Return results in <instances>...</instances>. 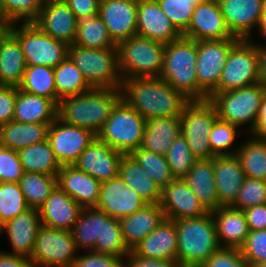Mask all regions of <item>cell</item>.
<instances>
[{
	"mask_svg": "<svg viewBox=\"0 0 266 267\" xmlns=\"http://www.w3.org/2000/svg\"><path fill=\"white\" fill-rule=\"evenodd\" d=\"M73 45L93 49L117 47L99 14L77 20V33Z\"/></svg>",
	"mask_w": 266,
	"mask_h": 267,
	"instance_id": "obj_38",
	"label": "cell"
},
{
	"mask_svg": "<svg viewBox=\"0 0 266 267\" xmlns=\"http://www.w3.org/2000/svg\"><path fill=\"white\" fill-rule=\"evenodd\" d=\"M238 40V38H229L197 41L198 101L208 100L213 93L218 92L222 69L231 47Z\"/></svg>",
	"mask_w": 266,
	"mask_h": 267,
	"instance_id": "obj_11",
	"label": "cell"
},
{
	"mask_svg": "<svg viewBox=\"0 0 266 267\" xmlns=\"http://www.w3.org/2000/svg\"><path fill=\"white\" fill-rule=\"evenodd\" d=\"M167 163L174 179H184L198 160L182 134L178 135L166 154Z\"/></svg>",
	"mask_w": 266,
	"mask_h": 267,
	"instance_id": "obj_46",
	"label": "cell"
},
{
	"mask_svg": "<svg viewBox=\"0 0 266 267\" xmlns=\"http://www.w3.org/2000/svg\"><path fill=\"white\" fill-rule=\"evenodd\" d=\"M124 258V267H181L177 260L146 258L132 250Z\"/></svg>",
	"mask_w": 266,
	"mask_h": 267,
	"instance_id": "obj_56",
	"label": "cell"
},
{
	"mask_svg": "<svg viewBox=\"0 0 266 267\" xmlns=\"http://www.w3.org/2000/svg\"><path fill=\"white\" fill-rule=\"evenodd\" d=\"M130 155L150 175L161 190L174 180L166 156L146 151L140 147L131 152Z\"/></svg>",
	"mask_w": 266,
	"mask_h": 267,
	"instance_id": "obj_43",
	"label": "cell"
},
{
	"mask_svg": "<svg viewBox=\"0 0 266 267\" xmlns=\"http://www.w3.org/2000/svg\"><path fill=\"white\" fill-rule=\"evenodd\" d=\"M236 150L245 176L266 181V141L252 136Z\"/></svg>",
	"mask_w": 266,
	"mask_h": 267,
	"instance_id": "obj_39",
	"label": "cell"
},
{
	"mask_svg": "<svg viewBox=\"0 0 266 267\" xmlns=\"http://www.w3.org/2000/svg\"><path fill=\"white\" fill-rule=\"evenodd\" d=\"M26 62L18 40L6 30L0 36V86L19 87Z\"/></svg>",
	"mask_w": 266,
	"mask_h": 267,
	"instance_id": "obj_31",
	"label": "cell"
},
{
	"mask_svg": "<svg viewBox=\"0 0 266 267\" xmlns=\"http://www.w3.org/2000/svg\"><path fill=\"white\" fill-rule=\"evenodd\" d=\"M23 174L18 152L0 145V182L19 183Z\"/></svg>",
	"mask_w": 266,
	"mask_h": 267,
	"instance_id": "obj_52",
	"label": "cell"
},
{
	"mask_svg": "<svg viewBox=\"0 0 266 267\" xmlns=\"http://www.w3.org/2000/svg\"><path fill=\"white\" fill-rule=\"evenodd\" d=\"M15 103L16 87L0 86V125L13 120Z\"/></svg>",
	"mask_w": 266,
	"mask_h": 267,
	"instance_id": "obj_55",
	"label": "cell"
},
{
	"mask_svg": "<svg viewBox=\"0 0 266 267\" xmlns=\"http://www.w3.org/2000/svg\"><path fill=\"white\" fill-rule=\"evenodd\" d=\"M121 99L145 120L161 117H181L190 102L160 76L124 78Z\"/></svg>",
	"mask_w": 266,
	"mask_h": 267,
	"instance_id": "obj_1",
	"label": "cell"
},
{
	"mask_svg": "<svg viewBox=\"0 0 266 267\" xmlns=\"http://www.w3.org/2000/svg\"><path fill=\"white\" fill-rule=\"evenodd\" d=\"M19 185L27 205L39 209L57 186V175L24 172Z\"/></svg>",
	"mask_w": 266,
	"mask_h": 267,
	"instance_id": "obj_42",
	"label": "cell"
},
{
	"mask_svg": "<svg viewBox=\"0 0 266 267\" xmlns=\"http://www.w3.org/2000/svg\"><path fill=\"white\" fill-rule=\"evenodd\" d=\"M41 226L40 215L36 208H29L6 222L3 231H6L12 247V252L8 253L30 258Z\"/></svg>",
	"mask_w": 266,
	"mask_h": 267,
	"instance_id": "obj_26",
	"label": "cell"
},
{
	"mask_svg": "<svg viewBox=\"0 0 266 267\" xmlns=\"http://www.w3.org/2000/svg\"><path fill=\"white\" fill-rule=\"evenodd\" d=\"M171 23L182 34L191 21L196 5L206 0H156Z\"/></svg>",
	"mask_w": 266,
	"mask_h": 267,
	"instance_id": "obj_48",
	"label": "cell"
},
{
	"mask_svg": "<svg viewBox=\"0 0 266 267\" xmlns=\"http://www.w3.org/2000/svg\"><path fill=\"white\" fill-rule=\"evenodd\" d=\"M240 127L227 121L216 119L209 134L208 141L212 152L216 156L235 155L237 150L229 151L236 135L240 134Z\"/></svg>",
	"mask_w": 266,
	"mask_h": 267,
	"instance_id": "obj_47",
	"label": "cell"
},
{
	"mask_svg": "<svg viewBox=\"0 0 266 267\" xmlns=\"http://www.w3.org/2000/svg\"><path fill=\"white\" fill-rule=\"evenodd\" d=\"M57 185L82 208L96 207L100 198L101 182L75 165L61 166Z\"/></svg>",
	"mask_w": 266,
	"mask_h": 267,
	"instance_id": "obj_24",
	"label": "cell"
},
{
	"mask_svg": "<svg viewBox=\"0 0 266 267\" xmlns=\"http://www.w3.org/2000/svg\"><path fill=\"white\" fill-rule=\"evenodd\" d=\"M135 254L154 259L177 260L175 221L165 218L148 236L131 249Z\"/></svg>",
	"mask_w": 266,
	"mask_h": 267,
	"instance_id": "obj_27",
	"label": "cell"
},
{
	"mask_svg": "<svg viewBox=\"0 0 266 267\" xmlns=\"http://www.w3.org/2000/svg\"><path fill=\"white\" fill-rule=\"evenodd\" d=\"M119 176L147 203H160L161 189L130 154H123Z\"/></svg>",
	"mask_w": 266,
	"mask_h": 267,
	"instance_id": "obj_35",
	"label": "cell"
},
{
	"mask_svg": "<svg viewBox=\"0 0 266 267\" xmlns=\"http://www.w3.org/2000/svg\"><path fill=\"white\" fill-rule=\"evenodd\" d=\"M218 118L216 109L208 100L190 101L180 117L181 134L197 159H212L208 141L212 126Z\"/></svg>",
	"mask_w": 266,
	"mask_h": 267,
	"instance_id": "obj_10",
	"label": "cell"
},
{
	"mask_svg": "<svg viewBox=\"0 0 266 267\" xmlns=\"http://www.w3.org/2000/svg\"><path fill=\"white\" fill-rule=\"evenodd\" d=\"M231 34L241 40H251L263 13L262 0H217Z\"/></svg>",
	"mask_w": 266,
	"mask_h": 267,
	"instance_id": "obj_22",
	"label": "cell"
},
{
	"mask_svg": "<svg viewBox=\"0 0 266 267\" xmlns=\"http://www.w3.org/2000/svg\"><path fill=\"white\" fill-rule=\"evenodd\" d=\"M3 227H4V224L0 221V235L3 234Z\"/></svg>",
	"mask_w": 266,
	"mask_h": 267,
	"instance_id": "obj_66",
	"label": "cell"
},
{
	"mask_svg": "<svg viewBox=\"0 0 266 267\" xmlns=\"http://www.w3.org/2000/svg\"><path fill=\"white\" fill-rule=\"evenodd\" d=\"M29 208L19 183L0 182V221L3 224Z\"/></svg>",
	"mask_w": 266,
	"mask_h": 267,
	"instance_id": "obj_45",
	"label": "cell"
},
{
	"mask_svg": "<svg viewBox=\"0 0 266 267\" xmlns=\"http://www.w3.org/2000/svg\"><path fill=\"white\" fill-rule=\"evenodd\" d=\"M68 57L91 88H120L118 48L93 49L69 45Z\"/></svg>",
	"mask_w": 266,
	"mask_h": 267,
	"instance_id": "obj_6",
	"label": "cell"
},
{
	"mask_svg": "<svg viewBox=\"0 0 266 267\" xmlns=\"http://www.w3.org/2000/svg\"><path fill=\"white\" fill-rule=\"evenodd\" d=\"M184 180L207 212L220 207L215 184L213 158L198 159Z\"/></svg>",
	"mask_w": 266,
	"mask_h": 267,
	"instance_id": "obj_30",
	"label": "cell"
},
{
	"mask_svg": "<svg viewBox=\"0 0 266 267\" xmlns=\"http://www.w3.org/2000/svg\"><path fill=\"white\" fill-rule=\"evenodd\" d=\"M77 251L71 231L41 226L29 259L33 267H72Z\"/></svg>",
	"mask_w": 266,
	"mask_h": 267,
	"instance_id": "obj_13",
	"label": "cell"
},
{
	"mask_svg": "<svg viewBox=\"0 0 266 267\" xmlns=\"http://www.w3.org/2000/svg\"><path fill=\"white\" fill-rule=\"evenodd\" d=\"M0 267H33L31 260L22 255L0 251Z\"/></svg>",
	"mask_w": 266,
	"mask_h": 267,
	"instance_id": "obj_60",
	"label": "cell"
},
{
	"mask_svg": "<svg viewBox=\"0 0 266 267\" xmlns=\"http://www.w3.org/2000/svg\"><path fill=\"white\" fill-rule=\"evenodd\" d=\"M58 105L51 99L26 93L16 87L13 120L22 123H52L57 119Z\"/></svg>",
	"mask_w": 266,
	"mask_h": 267,
	"instance_id": "obj_33",
	"label": "cell"
},
{
	"mask_svg": "<svg viewBox=\"0 0 266 267\" xmlns=\"http://www.w3.org/2000/svg\"><path fill=\"white\" fill-rule=\"evenodd\" d=\"M247 267H266V262H261V263H247Z\"/></svg>",
	"mask_w": 266,
	"mask_h": 267,
	"instance_id": "obj_64",
	"label": "cell"
},
{
	"mask_svg": "<svg viewBox=\"0 0 266 267\" xmlns=\"http://www.w3.org/2000/svg\"><path fill=\"white\" fill-rule=\"evenodd\" d=\"M221 248H240L250 230L243 210L222 206L211 211Z\"/></svg>",
	"mask_w": 266,
	"mask_h": 267,
	"instance_id": "obj_28",
	"label": "cell"
},
{
	"mask_svg": "<svg viewBox=\"0 0 266 267\" xmlns=\"http://www.w3.org/2000/svg\"><path fill=\"white\" fill-rule=\"evenodd\" d=\"M12 24L7 30L18 40L26 66L57 67L67 56L69 45L42 32L34 23Z\"/></svg>",
	"mask_w": 266,
	"mask_h": 267,
	"instance_id": "obj_9",
	"label": "cell"
},
{
	"mask_svg": "<svg viewBox=\"0 0 266 267\" xmlns=\"http://www.w3.org/2000/svg\"><path fill=\"white\" fill-rule=\"evenodd\" d=\"M74 13L77 20L96 15L99 11V1L97 0H64Z\"/></svg>",
	"mask_w": 266,
	"mask_h": 267,
	"instance_id": "obj_57",
	"label": "cell"
},
{
	"mask_svg": "<svg viewBox=\"0 0 266 267\" xmlns=\"http://www.w3.org/2000/svg\"><path fill=\"white\" fill-rule=\"evenodd\" d=\"M174 221L177 228V261L181 267H200L221 248L211 212Z\"/></svg>",
	"mask_w": 266,
	"mask_h": 267,
	"instance_id": "obj_3",
	"label": "cell"
},
{
	"mask_svg": "<svg viewBox=\"0 0 266 267\" xmlns=\"http://www.w3.org/2000/svg\"><path fill=\"white\" fill-rule=\"evenodd\" d=\"M0 24L7 30L12 23L6 18V15L3 11L1 0H0Z\"/></svg>",
	"mask_w": 266,
	"mask_h": 267,
	"instance_id": "obj_63",
	"label": "cell"
},
{
	"mask_svg": "<svg viewBox=\"0 0 266 267\" xmlns=\"http://www.w3.org/2000/svg\"><path fill=\"white\" fill-rule=\"evenodd\" d=\"M124 257L88 251L87 254L78 255L72 267H124Z\"/></svg>",
	"mask_w": 266,
	"mask_h": 267,
	"instance_id": "obj_54",
	"label": "cell"
},
{
	"mask_svg": "<svg viewBox=\"0 0 266 267\" xmlns=\"http://www.w3.org/2000/svg\"><path fill=\"white\" fill-rule=\"evenodd\" d=\"M51 123H22L12 120L0 125V145L14 151L48 138Z\"/></svg>",
	"mask_w": 266,
	"mask_h": 267,
	"instance_id": "obj_34",
	"label": "cell"
},
{
	"mask_svg": "<svg viewBox=\"0 0 266 267\" xmlns=\"http://www.w3.org/2000/svg\"><path fill=\"white\" fill-rule=\"evenodd\" d=\"M18 88L29 94L51 99L57 105L60 101L56 95L53 67L26 66L22 83Z\"/></svg>",
	"mask_w": 266,
	"mask_h": 267,
	"instance_id": "obj_40",
	"label": "cell"
},
{
	"mask_svg": "<svg viewBox=\"0 0 266 267\" xmlns=\"http://www.w3.org/2000/svg\"><path fill=\"white\" fill-rule=\"evenodd\" d=\"M266 203V181L246 177L233 208L245 210Z\"/></svg>",
	"mask_w": 266,
	"mask_h": 267,
	"instance_id": "obj_50",
	"label": "cell"
},
{
	"mask_svg": "<svg viewBox=\"0 0 266 267\" xmlns=\"http://www.w3.org/2000/svg\"><path fill=\"white\" fill-rule=\"evenodd\" d=\"M213 169L219 206H231L246 176L236 155L213 157Z\"/></svg>",
	"mask_w": 266,
	"mask_h": 267,
	"instance_id": "obj_25",
	"label": "cell"
},
{
	"mask_svg": "<svg viewBox=\"0 0 266 267\" xmlns=\"http://www.w3.org/2000/svg\"><path fill=\"white\" fill-rule=\"evenodd\" d=\"M180 134L179 117L150 118L146 120L140 148L166 156L175 138Z\"/></svg>",
	"mask_w": 266,
	"mask_h": 267,
	"instance_id": "obj_32",
	"label": "cell"
},
{
	"mask_svg": "<svg viewBox=\"0 0 266 267\" xmlns=\"http://www.w3.org/2000/svg\"><path fill=\"white\" fill-rule=\"evenodd\" d=\"M197 41L181 36L165 44L160 77L190 101H198Z\"/></svg>",
	"mask_w": 266,
	"mask_h": 267,
	"instance_id": "obj_4",
	"label": "cell"
},
{
	"mask_svg": "<svg viewBox=\"0 0 266 267\" xmlns=\"http://www.w3.org/2000/svg\"><path fill=\"white\" fill-rule=\"evenodd\" d=\"M81 210L82 207L57 185L38 212L42 226L71 231Z\"/></svg>",
	"mask_w": 266,
	"mask_h": 267,
	"instance_id": "obj_23",
	"label": "cell"
},
{
	"mask_svg": "<svg viewBox=\"0 0 266 267\" xmlns=\"http://www.w3.org/2000/svg\"><path fill=\"white\" fill-rule=\"evenodd\" d=\"M146 120L122 99L115 105L97 137L123 154L141 146Z\"/></svg>",
	"mask_w": 266,
	"mask_h": 267,
	"instance_id": "obj_8",
	"label": "cell"
},
{
	"mask_svg": "<svg viewBox=\"0 0 266 267\" xmlns=\"http://www.w3.org/2000/svg\"><path fill=\"white\" fill-rule=\"evenodd\" d=\"M117 48L122 79L160 76L165 43L135 35L120 41Z\"/></svg>",
	"mask_w": 266,
	"mask_h": 267,
	"instance_id": "obj_5",
	"label": "cell"
},
{
	"mask_svg": "<svg viewBox=\"0 0 266 267\" xmlns=\"http://www.w3.org/2000/svg\"><path fill=\"white\" fill-rule=\"evenodd\" d=\"M108 217L105 212L96 207L82 208L71 230L78 250L79 248L86 249V251L94 249L96 239H100L102 236L103 222Z\"/></svg>",
	"mask_w": 266,
	"mask_h": 267,
	"instance_id": "obj_36",
	"label": "cell"
},
{
	"mask_svg": "<svg viewBox=\"0 0 266 267\" xmlns=\"http://www.w3.org/2000/svg\"><path fill=\"white\" fill-rule=\"evenodd\" d=\"M259 83L258 44L239 39L230 49L218 92L231 91Z\"/></svg>",
	"mask_w": 266,
	"mask_h": 267,
	"instance_id": "obj_12",
	"label": "cell"
},
{
	"mask_svg": "<svg viewBox=\"0 0 266 267\" xmlns=\"http://www.w3.org/2000/svg\"><path fill=\"white\" fill-rule=\"evenodd\" d=\"M120 100V88H91L83 94L62 98L58 103L57 117L97 135Z\"/></svg>",
	"mask_w": 266,
	"mask_h": 267,
	"instance_id": "obj_2",
	"label": "cell"
},
{
	"mask_svg": "<svg viewBox=\"0 0 266 267\" xmlns=\"http://www.w3.org/2000/svg\"><path fill=\"white\" fill-rule=\"evenodd\" d=\"M182 36L196 41L236 38L231 34L217 0H206L195 6Z\"/></svg>",
	"mask_w": 266,
	"mask_h": 267,
	"instance_id": "obj_15",
	"label": "cell"
},
{
	"mask_svg": "<svg viewBox=\"0 0 266 267\" xmlns=\"http://www.w3.org/2000/svg\"><path fill=\"white\" fill-rule=\"evenodd\" d=\"M251 134L257 139L266 141V91L263 94V98L255 122V127Z\"/></svg>",
	"mask_w": 266,
	"mask_h": 267,
	"instance_id": "obj_59",
	"label": "cell"
},
{
	"mask_svg": "<svg viewBox=\"0 0 266 267\" xmlns=\"http://www.w3.org/2000/svg\"><path fill=\"white\" fill-rule=\"evenodd\" d=\"M263 10H266V0H262Z\"/></svg>",
	"mask_w": 266,
	"mask_h": 267,
	"instance_id": "obj_67",
	"label": "cell"
},
{
	"mask_svg": "<svg viewBox=\"0 0 266 267\" xmlns=\"http://www.w3.org/2000/svg\"><path fill=\"white\" fill-rule=\"evenodd\" d=\"M148 204L137 192L117 176L101 183L100 198L96 208L108 216L122 218Z\"/></svg>",
	"mask_w": 266,
	"mask_h": 267,
	"instance_id": "obj_17",
	"label": "cell"
},
{
	"mask_svg": "<svg viewBox=\"0 0 266 267\" xmlns=\"http://www.w3.org/2000/svg\"><path fill=\"white\" fill-rule=\"evenodd\" d=\"M52 38L72 45L77 33V18L64 0H47L33 22Z\"/></svg>",
	"mask_w": 266,
	"mask_h": 267,
	"instance_id": "obj_18",
	"label": "cell"
},
{
	"mask_svg": "<svg viewBox=\"0 0 266 267\" xmlns=\"http://www.w3.org/2000/svg\"><path fill=\"white\" fill-rule=\"evenodd\" d=\"M161 208L165 218L181 220L207 213L184 179H174L161 190Z\"/></svg>",
	"mask_w": 266,
	"mask_h": 267,
	"instance_id": "obj_20",
	"label": "cell"
},
{
	"mask_svg": "<svg viewBox=\"0 0 266 267\" xmlns=\"http://www.w3.org/2000/svg\"><path fill=\"white\" fill-rule=\"evenodd\" d=\"M200 267H247V262L240 249L220 248Z\"/></svg>",
	"mask_w": 266,
	"mask_h": 267,
	"instance_id": "obj_53",
	"label": "cell"
},
{
	"mask_svg": "<svg viewBox=\"0 0 266 267\" xmlns=\"http://www.w3.org/2000/svg\"><path fill=\"white\" fill-rule=\"evenodd\" d=\"M258 34H260L261 37H266V10H263V13L261 14V17L258 22Z\"/></svg>",
	"mask_w": 266,
	"mask_h": 267,
	"instance_id": "obj_62",
	"label": "cell"
},
{
	"mask_svg": "<svg viewBox=\"0 0 266 267\" xmlns=\"http://www.w3.org/2000/svg\"><path fill=\"white\" fill-rule=\"evenodd\" d=\"M122 156L96 136L74 165L102 183L119 176Z\"/></svg>",
	"mask_w": 266,
	"mask_h": 267,
	"instance_id": "obj_16",
	"label": "cell"
},
{
	"mask_svg": "<svg viewBox=\"0 0 266 267\" xmlns=\"http://www.w3.org/2000/svg\"><path fill=\"white\" fill-rule=\"evenodd\" d=\"M91 130L61 121L58 117L48 130V141L60 166L74 165L96 137Z\"/></svg>",
	"mask_w": 266,
	"mask_h": 267,
	"instance_id": "obj_14",
	"label": "cell"
},
{
	"mask_svg": "<svg viewBox=\"0 0 266 267\" xmlns=\"http://www.w3.org/2000/svg\"><path fill=\"white\" fill-rule=\"evenodd\" d=\"M54 79L56 95L59 100L64 97L83 94L91 89L80 69L68 56L54 68Z\"/></svg>",
	"mask_w": 266,
	"mask_h": 267,
	"instance_id": "obj_41",
	"label": "cell"
},
{
	"mask_svg": "<svg viewBox=\"0 0 266 267\" xmlns=\"http://www.w3.org/2000/svg\"><path fill=\"white\" fill-rule=\"evenodd\" d=\"M243 211L250 231L266 229V203Z\"/></svg>",
	"mask_w": 266,
	"mask_h": 267,
	"instance_id": "obj_58",
	"label": "cell"
},
{
	"mask_svg": "<svg viewBox=\"0 0 266 267\" xmlns=\"http://www.w3.org/2000/svg\"><path fill=\"white\" fill-rule=\"evenodd\" d=\"M18 155L24 172L57 175L61 168L48 139L20 149Z\"/></svg>",
	"mask_w": 266,
	"mask_h": 267,
	"instance_id": "obj_37",
	"label": "cell"
},
{
	"mask_svg": "<svg viewBox=\"0 0 266 267\" xmlns=\"http://www.w3.org/2000/svg\"><path fill=\"white\" fill-rule=\"evenodd\" d=\"M165 219L159 203H148L142 209L119 219L125 244L131 250Z\"/></svg>",
	"mask_w": 266,
	"mask_h": 267,
	"instance_id": "obj_29",
	"label": "cell"
},
{
	"mask_svg": "<svg viewBox=\"0 0 266 267\" xmlns=\"http://www.w3.org/2000/svg\"><path fill=\"white\" fill-rule=\"evenodd\" d=\"M6 31V29L0 24V36Z\"/></svg>",
	"mask_w": 266,
	"mask_h": 267,
	"instance_id": "obj_65",
	"label": "cell"
},
{
	"mask_svg": "<svg viewBox=\"0 0 266 267\" xmlns=\"http://www.w3.org/2000/svg\"><path fill=\"white\" fill-rule=\"evenodd\" d=\"M46 0H1L6 18L12 23H33Z\"/></svg>",
	"mask_w": 266,
	"mask_h": 267,
	"instance_id": "obj_49",
	"label": "cell"
},
{
	"mask_svg": "<svg viewBox=\"0 0 266 267\" xmlns=\"http://www.w3.org/2000/svg\"><path fill=\"white\" fill-rule=\"evenodd\" d=\"M259 54V83L266 88V45L258 44Z\"/></svg>",
	"mask_w": 266,
	"mask_h": 267,
	"instance_id": "obj_61",
	"label": "cell"
},
{
	"mask_svg": "<svg viewBox=\"0 0 266 267\" xmlns=\"http://www.w3.org/2000/svg\"><path fill=\"white\" fill-rule=\"evenodd\" d=\"M265 91L266 88L262 84L255 83L236 90L213 93L208 101L216 109L220 120L238 127L246 123L251 133Z\"/></svg>",
	"mask_w": 266,
	"mask_h": 267,
	"instance_id": "obj_7",
	"label": "cell"
},
{
	"mask_svg": "<svg viewBox=\"0 0 266 267\" xmlns=\"http://www.w3.org/2000/svg\"><path fill=\"white\" fill-rule=\"evenodd\" d=\"M137 6L138 0H104L99 3V17L117 44L136 35Z\"/></svg>",
	"mask_w": 266,
	"mask_h": 267,
	"instance_id": "obj_19",
	"label": "cell"
},
{
	"mask_svg": "<svg viewBox=\"0 0 266 267\" xmlns=\"http://www.w3.org/2000/svg\"><path fill=\"white\" fill-rule=\"evenodd\" d=\"M239 249L247 263L266 262V229L250 231Z\"/></svg>",
	"mask_w": 266,
	"mask_h": 267,
	"instance_id": "obj_51",
	"label": "cell"
},
{
	"mask_svg": "<svg viewBox=\"0 0 266 267\" xmlns=\"http://www.w3.org/2000/svg\"><path fill=\"white\" fill-rule=\"evenodd\" d=\"M97 253L110 254L116 257H125L130 249L125 244L118 218L109 216L103 222V231L100 239H96L94 249Z\"/></svg>",
	"mask_w": 266,
	"mask_h": 267,
	"instance_id": "obj_44",
	"label": "cell"
},
{
	"mask_svg": "<svg viewBox=\"0 0 266 267\" xmlns=\"http://www.w3.org/2000/svg\"><path fill=\"white\" fill-rule=\"evenodd\" d=\"M136 35L165 44L182 36L156 0H138Z\"/></svg>",
	"mask_w": 266,
	"mask_h": 267,
	"instance_id": "obj_21",
	"label": "cell"
}]
</instances>
